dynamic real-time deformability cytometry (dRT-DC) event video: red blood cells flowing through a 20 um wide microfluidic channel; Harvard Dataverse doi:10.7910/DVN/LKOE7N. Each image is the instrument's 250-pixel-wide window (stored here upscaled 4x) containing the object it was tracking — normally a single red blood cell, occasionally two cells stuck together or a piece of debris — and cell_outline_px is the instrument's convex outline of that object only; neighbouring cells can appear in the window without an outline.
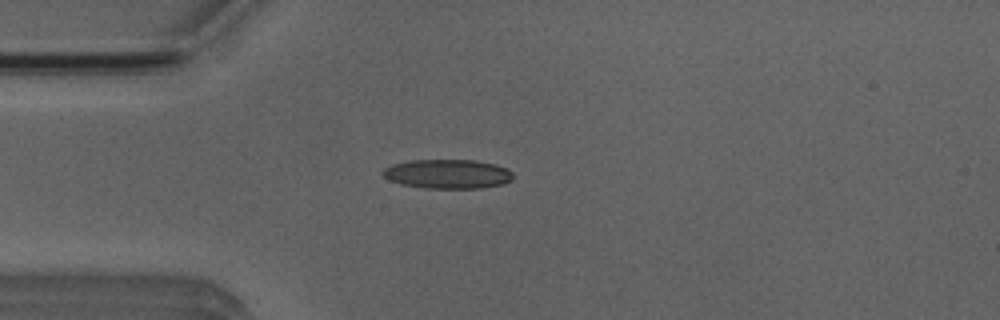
{"species": "Egyptian fruit bat (a non-hibernating species)", "species_latin": "Rousettus aegyptiacus", "temperature_condition": "room temperature", "stored_images_in_passage": 41, "camera_frame_rate_fps": 3000, "um_per_image_px": 0.085, "animal": {"sex": "male"}, "frame": {"image": 1, "passage_image": 3, "time_ms": 0.667, "image_size_px": [1000, 320], "cell_outline_px": [[512, 180], [504, 184], [480, 188], [424, 188], [400, 184], [388, 180], [380, 172], [384, 168], [392, 164], [412, 160], [476, 160], [496, 164], [508, 168], [512, 172]], "centroid_in_image_um": [38.05, 14.78], "position_along_channel_um": 47.0, "area_um2": 22.43}}
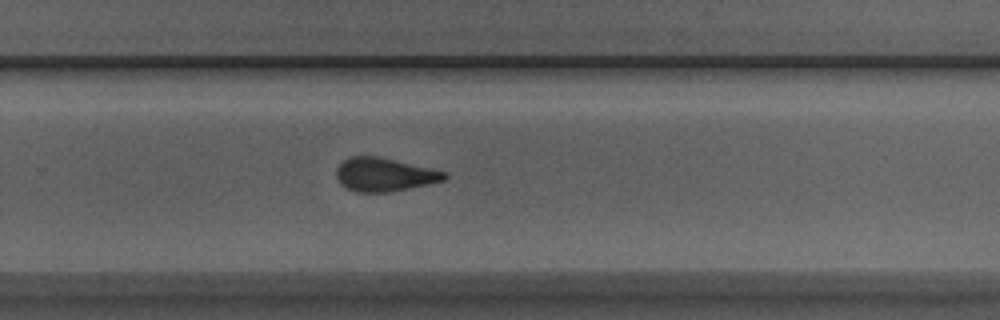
{"frame": {"image": 2, "passage_image": 23, "time_ms": 7.333, "image_size_px": [1000, 320], "cell_outline_px": [[448, 176], [444, 180], [428, 184], [388, 192], [356, 192], [344, 188], [340, 184], [336, 176], [336, 168], [348, 156], [376, 156], [448, 172]], "centroid_in_image_um": [32.63, 14.84], "position_along_channel_um": 297.2, "area_um2": 21.04}}
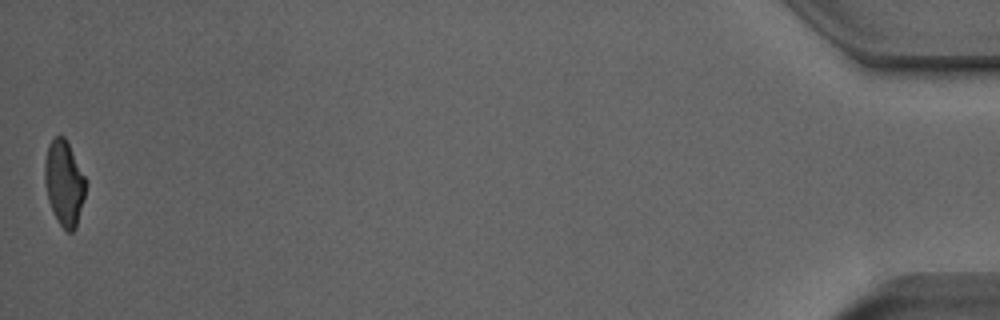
{"frame": {"image": 3, "passage_image": 41, "time_ms": 13.333, "image_size_px": [1000, 320], "cell_outline_px": [[88, 184], [76, 228], [72, 232], [68, 232], [60, 224], [48, 200], [44, 180], [44, 164], [48, 144], [56, 136], [64, 136], [88, 180]], "centroid_in_image_um": [5.48, 15.54], "position_along_channel_um": 429.7, "area_um2": 20.46}, "authors_computed_cell_mechanics": {"area_um2": 21.3282, "velocity_mm_per_s": 3.9417, "shape_relaxation_time_tau1_ms": 3.4119, "shape_relaxation_time_tau2_ms": 2.3968, "deformation_change_tau1": 0.1756, "deformation_change_tau2": 0.1238}}